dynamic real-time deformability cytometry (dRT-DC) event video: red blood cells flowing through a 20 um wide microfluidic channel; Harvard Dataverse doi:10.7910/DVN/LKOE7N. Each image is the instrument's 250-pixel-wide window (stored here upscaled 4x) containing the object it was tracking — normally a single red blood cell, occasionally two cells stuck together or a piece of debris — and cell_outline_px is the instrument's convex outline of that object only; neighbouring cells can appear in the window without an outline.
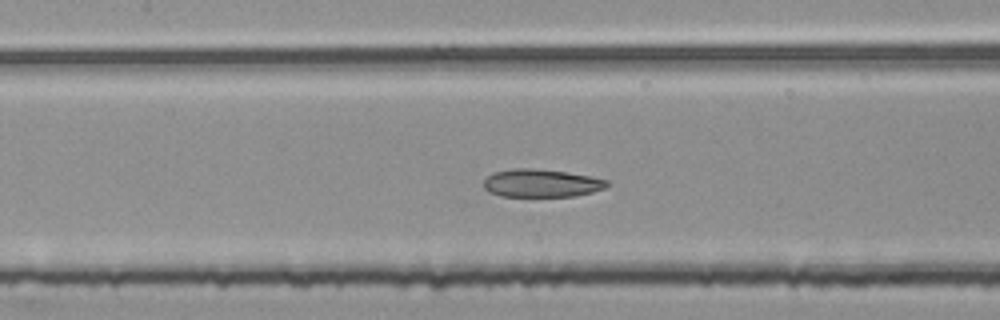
{"species": "common noctule bat (a hibernating species)", "species_latin": "Nyctalus noctula", "temperature_condition": "room temperature", "stored_images_in_passage": 52, "segment_of_instrument_passage": [2, 2], "camera_frame_rate_fps": 3000, "um_per_image_px": 0.085, "animal": {"sex": "female", "body_mass_g": 25.1}, "frame": {"image": 1, "passage_image": 25, "time_ms": 8.0, "image_size_px": [1000, 320], "cell_outline_px": [[608, 184], [604, 188], [592, 192], [576, 196], [500, 196], [488, 192], [484, 188], [484, 180], [492, 172], [516, 168], [532, 168], [564, 172], [588, 176], [608, 180]], "centroid_in_image_um": [45.97, 15.57], "position_along_channel_um": 161.4, "area_um2": 19.94}}
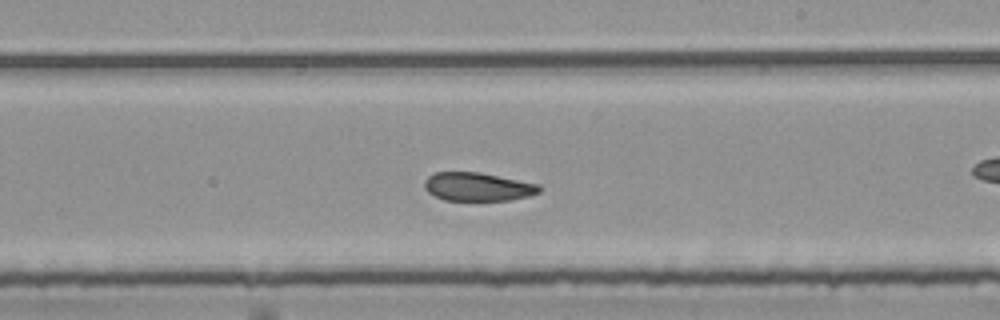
{"frame": {"image": 2, "passage_image": 32, "time_ms": 10.333, "image_size_px": [1000, 320], "cell_outline_px": [[540, 192], [528, 196], [508, 200], [444, 200], [428, 192], [424, 188], [424, 180], [428, 176], [436, 172], [480, 172], [540, 184]], "centroid_in_image_um": [40.6, 15.86], "position_along_channel_um": 248.4, "area_um2": 19.02}}
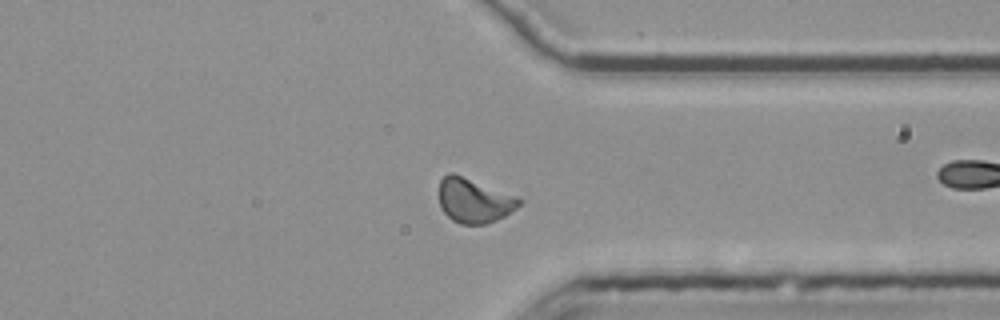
{"frame": {"image": 3, "passage_image": 42, "time_ms": 13.667, "image_size_px": [1000, 320], "cell_outline_px": [[520, 204], [516, 208], [504, 216], [496, 220], [484, 224], [460, 224], [452, 220], [440, 208], [440, 180], [448, 172], [452, 172], [516, 196], [520, 200]], "centroid_in_image_um": [40.27, 17.05], "position_along_channel_um": 371.1, "area_um2": 20.46}}